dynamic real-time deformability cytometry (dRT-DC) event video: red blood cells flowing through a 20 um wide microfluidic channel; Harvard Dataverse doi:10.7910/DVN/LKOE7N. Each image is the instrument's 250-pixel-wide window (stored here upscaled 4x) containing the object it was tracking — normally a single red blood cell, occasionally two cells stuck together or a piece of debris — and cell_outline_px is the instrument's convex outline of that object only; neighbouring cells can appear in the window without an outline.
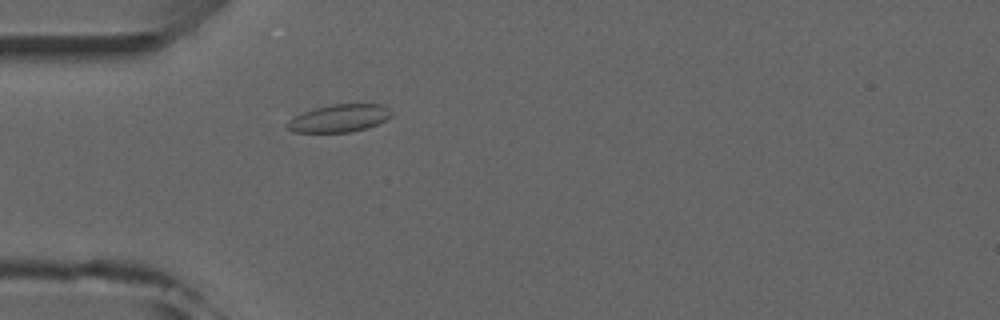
{"species": "common noctule bat (a hibernating species)", "species_latin": "Nyctalus noctula", "temperature_condition": "room temperature", "stored_images_in_passage": 3, "camera_frame_rate_fps": 3000, "um_per_image_px": 0.085, "animal": {"sex": "male", "forearm_length_mm": 52.5}, "frame": {"image": 1, "passage_image": 3, "time_ms": 3.0, "image_size_px": [1000, 320], "cell_outline_px": [[392, 116], [368, 128], [348, 132], [292, 132], [288, 128], [288, 120], [300, 112], [332, 104], [384, 104], [392, 112]], "centroid_in_image_um": [28.84, 10.04], "position_along_channel_um": 56.2, "area_um2": 16.76}}